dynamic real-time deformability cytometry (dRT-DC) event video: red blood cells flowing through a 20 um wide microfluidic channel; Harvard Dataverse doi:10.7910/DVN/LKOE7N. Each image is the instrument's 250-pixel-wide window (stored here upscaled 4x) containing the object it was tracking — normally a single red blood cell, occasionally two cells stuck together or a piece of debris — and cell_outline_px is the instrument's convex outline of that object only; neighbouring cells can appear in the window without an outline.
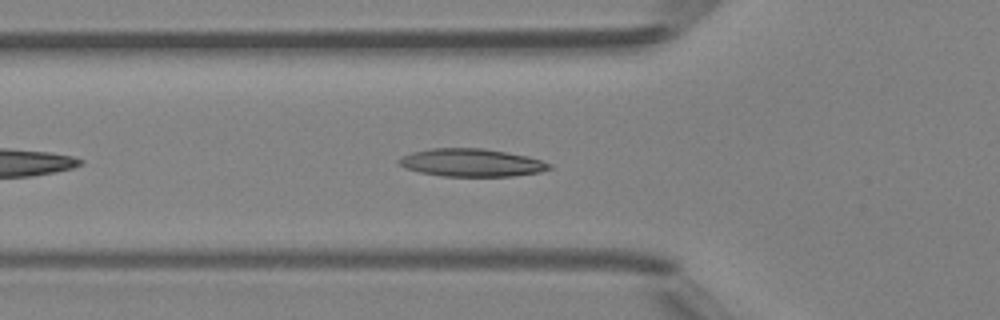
{"species": "Egyptian fruit bat (a non-hibernating species)", "species_latin": "Rousettus aegyptiacus", "temperature_condition": "room temperature", "stored_images_in_passage": 35, "camera_frame_rate_fps": 3000, "um_per_image_px": 0.085, "animal": {"sex": "female"}, "frame": {"image": 1, "passage_image": 6, "time_ms": 1.667, "image_size_px": [1000, 320], "cell_outline_px": [[552, 168], [540, 172], [512, 176], [444, 176], [420, 172], [404, 168], [396, 160], [400, 156], [412, 152], [432, 148], [484, 148], [528, 156], [552, 164]], "centroid_in_image_um": [40.06, 13.82], "position_along_channel_um": 85.7, "area_um2": 24.45}}
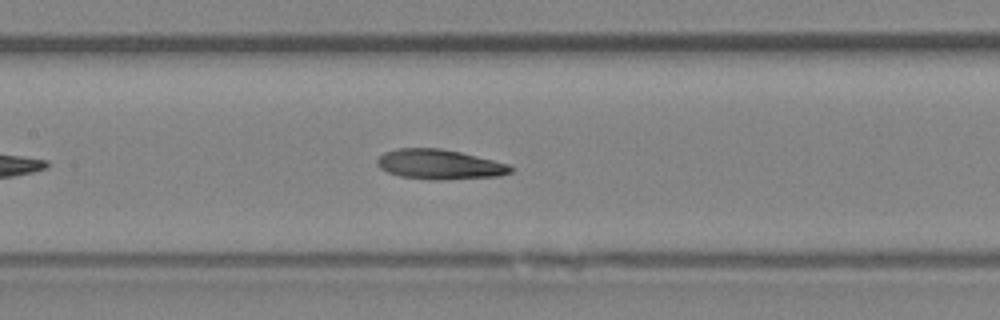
{"frame": {"image": 2, "passage_image": 12, "time_ms": 3.667, "image_size_px": [1000, 320], "cell_outline_px": [[516, 168], [512, 172], [500, 176], [440, 180], [432, 180], [400, 176], [388, 172], [380, 168], [376, 164], [376, 160], [384, 152], [396, 148], [440, 148], [460, 152], [508, 164]], "centroid_in_image_um": [37.36, 13.97], "position_along_channel_um": 170.0, "area_um2": 23.29}}
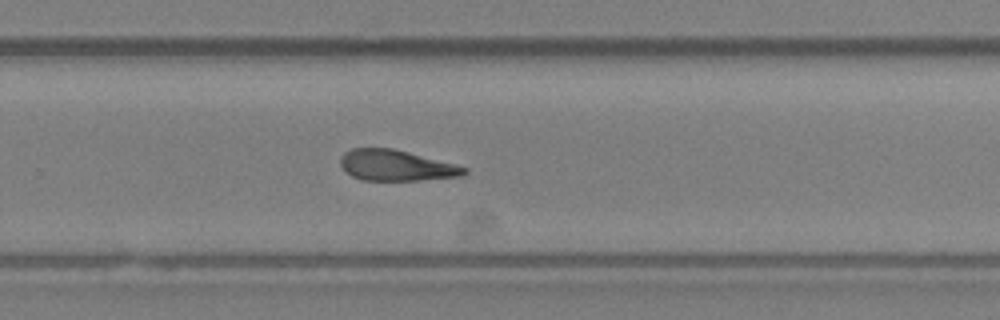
{"frame": {"image": 3, "passage_image": 21, "time_ms": 6.667, "image_size_px": [1000, 320], "cell_outline_px": [[468, 172], [460, 176], [420, 180], [364, 180], [352, 176], [340, 164], [340, 156], [344, 152], [352, 148], [392, 148], [456, 164], [468, 168]], "centroid_in_image_um": [33.67, 14.05], "position_along_channel_um": 296.1, "area_um2": 22.08}}